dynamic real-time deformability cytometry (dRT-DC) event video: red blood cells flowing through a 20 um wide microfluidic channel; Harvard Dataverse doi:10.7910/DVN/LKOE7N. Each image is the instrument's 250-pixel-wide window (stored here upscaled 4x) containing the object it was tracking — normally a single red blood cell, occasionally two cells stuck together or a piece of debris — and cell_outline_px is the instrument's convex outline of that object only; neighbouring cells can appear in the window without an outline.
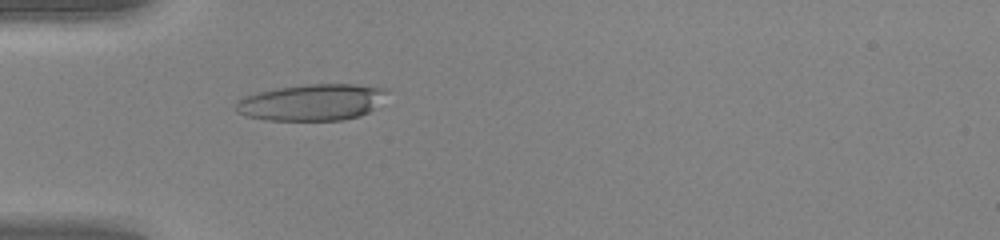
{"species": "human", "species_latin": "Homo sapiens", "temperature_condition": "warm", "stored_images_in_passage": 49, "camera_frame_rate_fps": 3000, "um_per_image_px": 0.085, "donor": {"sex": "female"}, "frame": {"image": 1, "passage_image": 16, "time_ms": 5.0, "image_size_px": [1000, 240], "cell_outline_px": [[388, 92], [376, 108], [360, 116], [344, 120], [264, 120], [248, 116], [236, 112], [236, 100], [244, 96], [256, 92], [276, 88], [308, 84], [356, 84], [388, 88]], "centroid_in_image_um": [26.52, 8.69], "position_along_channel_um": 58.5, "area_um2": 32.43}}
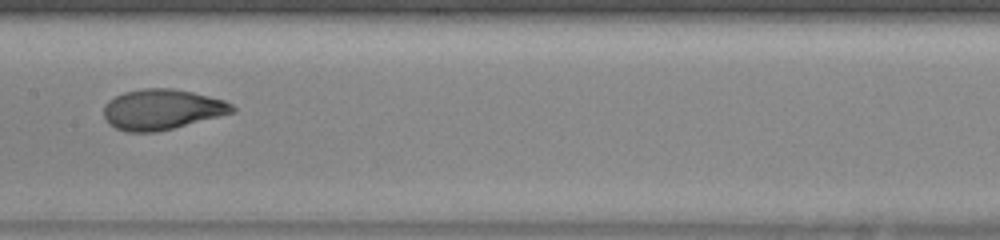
{"frame": {"image": 2, "passage_image": 26, "time_ms": 8.333, "image_size_px": [1000, 240], "cell_outline_px": [[236, 112], [156, 132], [128, 132], [116, 128], [108, 124], [104, 116], [104, 104], [108, 100], [124, 92], [144, 88], [172, 88], [192, 92], [224, 100], [232, 104], [236, 108]], "centroid_in_image_um": [13.75, 9.3], "position_along_channel_um": 193.6, "area_um2": 30.23}}
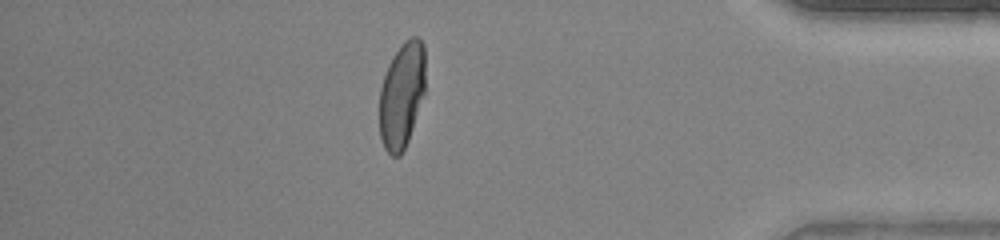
{"frame": {"image": 3, "passage_image": 43, "time_ms": 14.0, "image_size_px": [1000, 240], "cell_outline_px": [[424, 92], [408, 140], [400, 156], [392, 156], [384, 148], [380, 136], [380, 88], [388, 64], [392, 56], [400, 44], [404, 40], [412, 36], [420, 36], [424, 44]], "centroid_in_image_um": [34.14, 8.03], "position_along_channel_um": 401.1, "area_um2": 28.21}, "authors_computed_cell_mechanics": {"area_um2": 30.2294, "velocity_mm_per_s": 4.2621, "shape_relaxation_time_tau1_ms": 8.0, "shape_relaxation_time_tau2_ms": null, "deformation_change_tau1": 0.3028, "deformation_change_tau2": null}}